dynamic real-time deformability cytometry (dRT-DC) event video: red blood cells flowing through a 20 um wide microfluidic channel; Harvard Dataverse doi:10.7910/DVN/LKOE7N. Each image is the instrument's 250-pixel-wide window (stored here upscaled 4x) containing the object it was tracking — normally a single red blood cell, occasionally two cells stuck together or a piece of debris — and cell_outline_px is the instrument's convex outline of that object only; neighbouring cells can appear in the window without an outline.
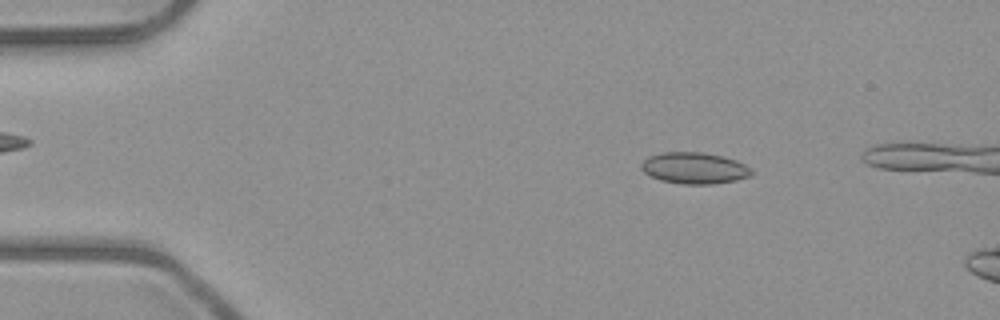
{"species": "common noctule bat (a hibernating species)", "species_latin": "Nyctalus noctula", "temperature_condition": "room temperature", "stored_images_in_passage": 4, "camera_frame_rate_fps": 3000, "um_per_image_px": 0.085, "animal": {"sex": "male", "body_mass_g": 23.1, "forearm_length_mm": 52.7}, "frame": {"image": 1, "passage_image": 2, "time_ms": 1.333, "image_size_px": [1000, 320], "cell_outline_px": [[752, 172], [748, 176], [736, 180], [712, 184], [684, 184], [660, 180], [644, 172], [640, 168], [640, 164], [648, 156], [664, 152], [704, 152], [724, 156], [736, 160], [744, 164]], "centroid_in_image_um": [58.98, 14.28], "position_along_channel_um": 26.0, "area_um2": 20.06}}